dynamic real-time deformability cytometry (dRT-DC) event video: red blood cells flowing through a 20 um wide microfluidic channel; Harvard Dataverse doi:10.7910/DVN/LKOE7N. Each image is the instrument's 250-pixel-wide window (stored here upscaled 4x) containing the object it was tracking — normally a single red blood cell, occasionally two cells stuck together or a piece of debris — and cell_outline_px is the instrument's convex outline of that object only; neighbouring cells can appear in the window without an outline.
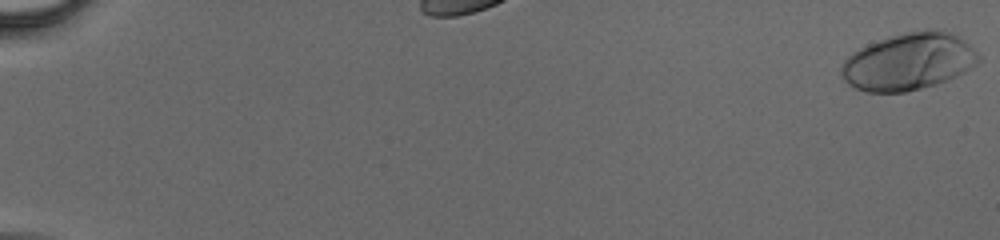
{"species": "human", "species_latin": "Homo sapiens", "temperature_condition": "cold", "stored_images_in_passage": 31, "camera_frame_rate_fps": 3000, "um_per_image_px": 0.085, "donor": {"sex": "male"}, "frame": {"image": 1, "passage_image": 1, "time_ms": 0.0, "image_size_px": [1000, 240], "cell_outline_px": [[980, 60], [976, 64], [964, 72], [948, 80], [936, 84], [904, 92], [864, 92], [848, 84], [844, 80], [840, 72], [840, 68], [844, 60], [852, 52], [868, 44], [888, 36], [908, 32], [936, 28], [948, 32], [964, 40], [980, 56]], "centroid_in_image_um": [77.2, 5.24], "position_along_channel_um": 7.8, "area_um2": 45.55}}
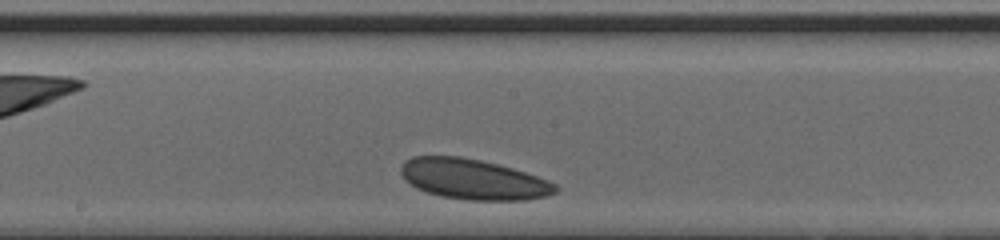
{"frame": {"image": 2, "passage_image": 19, "time_ms": 6.0, "image_size_px": [1000, 240], "cell_outline_px": [[556, 192], [548, 196], [524, 200], [468, 200], [440, 196], [416, 188], [404, 180], [400, 172], [400, 168], [412, 156], [460, 156], [480, 160], [512, 168], [548, 180], [556, 184]], "centroid_in_image_um": [40.21, 15.24], "position_along_channel_um": 208.0, "area_um2": 36.18}}
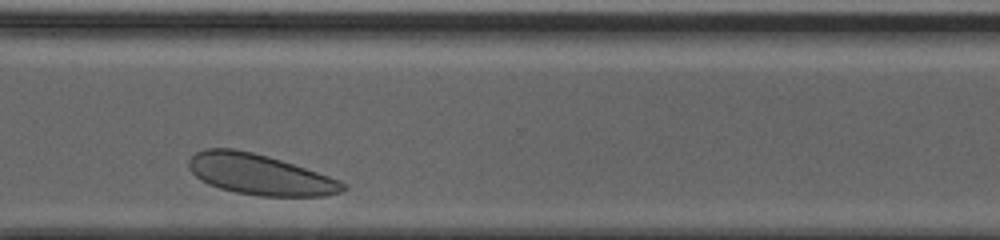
{"frame": {"image": 3, "passage_image": 29, "time_ms": 9.333, "image_size_px": [1000, 240], "cell_outline_px": [[348, 188], [340, 192], [324, 196], [260, 196], [236, 192], [220, 188], [208, 184], [200, 180], [192, 172], [188, 164], [188, 160], [196, 152], [204, 148], [232, 148], [252, 152], [268, 156], [340, 180], [348, 184]], "centroid_in_image_um": [22.07, 14.83], "position_along_channel_um": 348.5, "area_um2": 36.3}}